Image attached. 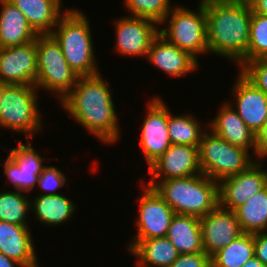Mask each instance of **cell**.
<instances>
[{"label": "cell", "mask_w": 267, "mask_h": 267, "mask_svg": "<svg viewBox=\"0 0 267 267\" xmlns=\"http://www.w3.org/2000/svg\"><path fill=\"white\" fill-rule=\"evenodd\" d=\"M267 159V153L261 158V160L260 161H262V162H265L264 164L266 165V160ZM266 167H267V165H266ZM267 169V168H266Z\"/></svg>", "instance_id": "60d3db41"}, {"label": "cell", "mask_w": 267, "mask_h": 267, "mask_svg": "<svg viewBox=\"0 0 267 267\" xmlns=\"http://www.w3.org/2000/svg\"><path fill=\"white\" fill-rule=\"evenodd\" d=\"M197 1L196 10L183 4H174L160 23L159 34L198 60L199 56L208 55V44L205 7L200 0Z\"/></svg>", "instance_id": "8992f818"}, {"label": "cell", "mask_w": 267, "mask_h": 267, "mask_svg": "<svg viewBox=\"0 0 267 267\" xmlns=\"http://www.w3.org/2000/svg\"><path fill=\"white\" fill-rule=\"evenodd\" d=\"M81 9L69 8L59 19L51 35L58 42L68 65L79 77L100 72L90 20Z\"/></svg>", "instance_id": "3957f363"}, {"label": "cell", "mask_w": 267, "mask_h": 267, "mask_svg": "<svg viewBox=\"0 0 267 267\" xmlns=\"http://www.w3.org/2000/svg\"><path fill=\"white\" fill-rule=\"evenodd\" d=\"M240 71L267 95V57L247 62Z\"/></svg>", "instance_id": "d6a6232c"}, {"label": "cell", "mask_w": 267, "mask_h": 267, "mask_svg": "<svg viewBox=\"0 0 267 267\" xmlns=\"http://www.w3.org/2000/svg\"><path fill=\"white\" fill-rule=\"evenodd\" d=\"M101 74L79 77L76 85L58 106L93 138L110 146L121 140L122 127L112 97L114 89Z\"/></svg>", "instance_id": "6da1fadb"}, {"label": "cell", "mask_w": 267, "mask_h": 267, "mask_svg": "<svg viewBox=\"0 0 267 267\" xmlns=\"http://www.w3.org/2000/svg\"><path fill=\"white\" fill-rule=\"evenodd\" d=\"M166 237L179 254L204 252L200 218L175 214Z\"/></svg>", "instance_id": "d4e9b609"}, {"label": "cell", "mask_w": 267, "mask_h": 267, "mask_svg": "<svg viewBox=\"0 0 267 267\" xmlns=\"http://www.w3.org/2000/svg\"><path fill=\"white\" fill-rule=\"evenodd\" d=\"M266 186L267 169L264 162L258 160L246 171L219 181V206L235 211Z\"/></svg>", "instance_id": "4fadbf2b"}, {"label": "cell", "mask_w": 267, "mask_h": 267, "mask_svg": "<svg viewBox=\"0 0 267 267\" xmlns=\"http://www.w3.org/2000/svg\"><path fill=\"white\" fill-rule=\"evenodd\" d=\"M217 109V114L208 121V128L230 144L249 150L256 157L255 133L226 100Z\"/></svg>", "instance_id": "d6986e66"}, {"label": "cell", "mask_w": 267, "mask_h": 267, "mask_svg": "<svg viewBox=\"0 0 267 267\" xmlns=\"http://www.w3.org/2000/svg\"><path fill=\"white\" fill-rule=\"evenodd\" d=\"M205 7L208 54L229 60L240 70L247 63L250 5L200 0Z\"/></svg>", "instance_id": "7a4b0ae2"}, {"label": "cell", "mask_w": 267, "mask_h": 267, "mask_svg": "<svg viewBox=\"0 0 267 267\" xmlns=\"http://www.w3.org/2000/svg\"><path fill=\"white\" fill-rule=\"evenodd\" d=\"M250 7L254 14L267 16V0H254Z\"/></svg>", "instance_id": "8d00e7d4"}, {"label": "cell", "mask_w": 267, "mask_h": 267, "mask_svg": "<svg viewBox=\"0 0 267 267\" xmlns=\"http://www.w3.org/2000/svg\"><path fill=\"white\" fill-rule=\"evenodd\" d=\"M138 213L134 221L137 232L128 240H144L166 237L170 223L175 215L170 205L157 191L141 180ZM143 188V189H142Z\"/></svg>", "instance_id": "8fae6325"}, {"label": "cell", "mask_w": 267, "mask_h": 267, "mask_svg": "<svg viewBox=\"0 0 267 267\" xmlns=\"http://www.w3.org/2000/svg\"><path fill=\"white\" fill-rule=\"evenodd\" d=\"M256 158H261L267 153V120L255 133Z\"/></svg>", "instance_id": "d590c367"}, {"label": "cell", "mask_w": 267, "mask_h": 267, "mask_svg": "<svg viewBox=\"0 0 267 267\" xmlns=\"http://www.w3.org/2000/svg\"><path fill=\"white\" fill-rule=\"evenodd\" d=\"M148 99L138 139L147 168L171 146L168 134V105L161 95L153 94Z\"/></svg>", "instance_id": "30bf717a"}, {"label": "cell", "mask_w": 267, "mask_h": 267, "mask_svg": "<svg viewBox=\"0 0 267 267\" xmlns=\"http://www.w3.org/2000/svg\"><path fill=\"white\" fill-rule=\"evenodd\" d=\"M126 250L136 258V267H169L179 256L167 237L129 240Z\"/></svg>", "instance_id": "603a6c76"}, {"label": "cell", "mask_w": 267, "mask_h": 267, "mask_svg": "<svg viewBox=\"0 0 267 267\" xmlns=\"http://www.w3.org/2000/svg\"><path fill=\"white\" fill-rule=\"evenodd\" d=\"M169 267H212L211 257L205 252L179 254Z\"/></svg>", "instance_id": "836d02e7"}, {"label": "cell", "mask_w": 267, "mask_h": 267, "mask_svg": "<svg viewBox=\"0 0 267 267\" xmlns=\"http://www.w3.org/2000/svg\"><path fill=\"white\" fill-rule=\"evenodd\" d=\"M149 181H142L150 185L154 180L170 178H185L201 174L199 163V148L183 144L171 146L148 168Z\"/></svg>", "instance_id": "5bb4252c"}, {"label": "cell", "mask_w": 267, "mask_h": 267, "mask_svg": "<svg viewBox=\"0 0 267 267\" xmlns=\"http://www.w3.org/2000/svg\"><path fill=\"white\" fill-rule=\"evenodd\" d=\"M225 3L251 5L254 0H218Z\"/></svg>", "instance_id": "ab89813d"}, {"label": "cell", "mask_w": 267, "mask_h": 267, "mask_svg": "<svg viewBox=\"0 0 267 267\" xmlns=\"http://www.w3.org/2000/svg\"><path fill=\"white\" fill-rule=\"evenodd\" d=\"M242 267H267L257 257L253 256Z\"/></svg>", "instance_id": "f35d334b"}, {"label": "cell", "mask_w": 267, "mask_h": 267, "mask_svg": "<svg viewBox=\"0 0 267 267\" xmlns=\"http://www.w3.org/2000/svg\"><path fill=\"white\" fill-rule=\"evenodd\" d=\"M175 214L204 217L219 206V182L203 173L185 178L154 180L150 185Z\"/></svg>", "instance_id": "277c9868"}, {"label": "cell", "mask_w": 267, "mask_h": 267, "mask_svg": "<svg viewBox=\"0 0 267 267\" xmlns=\"http://www.w3.org/2000/svg\"><path fill=\"white\" fill-rule=\"evenodd\" d=\"M26 17L37 35L51 34L59 19L68 11L64 0H8ZM64 9V10H63Z\"/></svg>", "instance_id": "7402d4cb"}, {"label": "cell", "mask_w": 267, "mask_h": 267, "mask_svg": "<svg viewBox=\"0 0 267 267\" xmlns=\"http://www.w3.org/2000/svg\"><path fill=\"white\" fill-rule=\"evenodd\" d=\"M36 37L25 15L8 0H0V48L23 45Z\"/></svg>", "instance_id": "cb8c5ba5"}, {"label": "cell", "mask_w": 267, "mask_h": 267, "mask_svg": "<svg viewBox=\"0 0 267 267\" xmlns=\"http://www.w3.org/2000/svg\"><path fill=\"white\" fill-rule=\"evenodd\" d=\"M264 57H267V16L252 12L247 62Z\"/></svg>", "instance_id": "4dcf8cb0"}, {"label": "cell", "mask_w": 267, "mask_h": 267, "mask_svg": "<svg viewBox=\"0 0 267 267\" xmlns=\"http://www.w3.org/2000/svg\"><path fill=\"white\" fill-rule=\"evenodd\" d=\"M77 203L71 200V197L64 194L53 195H35L31 198V212L36 223L42 226L56 228L59 225L69 224L76 213Z\"/></svg>", "instance_id": "44dd1931"}, {"label": "cell", "mask_w": 267, "mask_h": 267, "mask_svg": "<svg viewBox=\"0 0 267 267\" xmlns=\"http://www.w3.org/2000/svg\"><path fill=\"white\" fill-rule=\"evenodd\" d=\"M28 195L14 189H0V221L31 226V199Z\"/></svg>", "instance_id": "83f0119b"}, {"label": "cell", "mask_w": 267, "mask_h": 267, "mask_svg": "<svg viewBox=\"0 0 267 267\" xmlns=\"http://www.w3.org/2000/svg\"><path fill=\"white\" fill-rule=\"evenodd\" d=\"M200 225L202 246L210 257L243 234L235 211L220 206L201 217Z\"/></svg>", "instance_id": "e0dca14e"}, {"label": "cell", "mask_w": 267, "mask_h": 267, "mask_svg": "<svg viewBox=\"0 0 267 267\" xmlns=\"http://www.w3.org/2000/svg\"><path fill=\"white\" fill-rule=\"evenodd\" d=\"M146 61L154 68L164 72L166 76L181 78L198 71L199 60L190 53L181 50L158 34L151 42Z\"/></svg>", "instance_id": "ac0fdd59"}, {"label": "cell", "mask_w": 267, "mask_h": 267, "mask_svg": "<svg viewBox=\"0 0 267 267\" xmlns=\"http://www.w3.org/2000/svg\"><path fill=\"white\" fill-rule=\"evenodd\" d=\"M68 177L62 169L57 168L54 165L47 164L42 173L38 177L37 185L35 188L42 192L35 195H53L61 194L58 189L64 188L66 185L69 186Z\"/></svg>", "instance_id": "1f68e13d"}, {"label": "cell", "mask_w": 267, "mask_h": 267, "mask_svg": "<svg viewBox=\"0 0 267 267\" xmlns=\"http://www.w3.org/2000/svg\"><path fill=\"white\" fill-rule=\"evenodd\" d=\"M116 33L113 50L121 56L146 59L151 42L159 34V25L150 19L124 15L112 21Z\"/></svg>", "instance_id": "7c38bea8"}, {"label": "cell", "mask_w": 267, "mask_h": 267, "mask_svg": "<svg viewBox=\"0 0 267 267\" xmlns=\"http://www.w3.org/2000/svg\"><path fill=\"white\" fill-rule=\"evenodd\" d=\"M255 257L267 266V232L253 234Z\"/></svg>", "instance_id": "e575fe53"}, {"label": "cell", "mask_w": 267, "mask_h": 267, "mask_svg": "<svg viewBox=\"0 0 267 267\" xmlns=\"http://www.w3.org/2000/svg\"><path fill=\"white\" fill-rule=\"evenodd\" d=\"M258 159L244 148L234 146L209 128L199 145L201 172L215 181L246 171Z\"/></svg>", "instance_id": "ba28073f"}, {"label": "cell", "mask_w": 267, "mask_h": 267, "mask_svg": "<svg viewBox=\"0 0 267 267\" xmlns=\"http://www.w3.org/2000/svg\"><path fill=\"white\" fill-rule=\"evenodd\" d=\"M200 117L194 113L172 114L168 107V134L171 144H183L198 147L204 132L208 129V122L202 124ZM205 126V127H204Z\"/></svg>", "instance_id": "484cf974"}, {"label": "cell", "mask_w": 267, "mask_h": 267, "mask_svg": "<svg viewBox=\"0 0 267 267\" xmlns=\"http://www.w3.org/2000/svg\"><path fill=\"white\" fill-rule=\"evenodd\" d=\"M39 95L38 89L32 85L0 84V129L20 136L25 134L26 140L32 139L36 133H44Z\"/></svg>", "instance_id": "5b68a950"}, {"label": "cell", "mask_w": 267, "mask_h": 267, "mask_svg": "<svg viewBox=\"0 0 267 267\" xmlns=\"http://www.w3.org/2000/svg\"><path fill=\"white\" fill-rule=\"evenodd\" d=\"M15 140L18 143L16 147H5L8 154L2 162L3 165H1L4 169L2 170L3 175H5L7 181L5 183H10L14 190L30 194L31 191H34L38 177L46 166L44 160L49 162L51 159L55 160V157L47 158L41 155L32 146V139L24 140L25 144L19 138Z\"/></svg>", "instance_id": "9c48e42d"}, {"label": "cell", "mask_w": 267, "mask_h": 267, "mask_svg": "<svg viewBox=\"0 0 267 267\" xmlns=\"http://www.w3.org/2000/svg\"><path fill=\"white\" fill-rule=\"evenodd\" d=\"M122 2L126 7L125 10L129 12L128 15L147 18L155 21L158 25L174 6L171 0H123Z\"/></svg>", "instance_id": "f546056e"}, {"label": "cell", "mask_w": 267, "mask_h": 267, "mask_svg": "<svg viewBox=\"0 0 267 267\" xmlns=\"http://www.w3.org/2000/svg\"><path fill=\"white\" fill-rule=\"evenodd\" d=\"M255 256L253 234L243 233L211 257L212 267H242Z\"/></svg>", "instance_id": "f1b7e54d"}, {"label": "cell", "mask_w": 267, "mask_h": 267, "mask_svg": "<svg viewBox=\"0 0 267 267\" xmlns=\"http://www.w3.org/2000/svg\"><path fill=\"white\" fill-rule=\"evenodd\" d=\"M30 226L0 221V252L25 267H40Z\"/></svg>", "instance_id": "ffe728a7"}, {"label": "cell", "mask_w": 267, "mask_h": 267, "mask_svg": "<svg viewBox=\"0 0 267 267\" xmlns=\"http://www.w3.org/2000/svg\"><path fill=\"white\" fill-rule=\"evenodd\" d=\"M0 267H25L23 264L6 257L0 252Z\"/></svg>", "instance_id": "74e56055"}, {"label": "cell", "mask_w": 267, "mask_h": 267, "mask_svg": "<svg viewBox=\"0 0 267 267\" xmlns=\"http://www.w3.org/2000/svg\"><path fill=\"white\" fill-rule=\"evenodd\" d=\"M36 50L35 87L39 92L43 89L51 93L52 97L55 95L59 104L76 85L79 76L68 65L60 45L51 34L37 35Z\"/></svg>", "instance_id": "52a82bcc"}, {"label": "cell", "mask_w": 267, "mask_h": 267, "mask_svg": "<svg viewBox=\"0 0 267 267\" xmlns=\"http://www.w3.org/2000/svg\"><path fill=\"white\" fill-rule=\"evenodd\" d=\"M227 102L245 124L256 133L267 120V95L255 86L240 70Z\"/></svg>", "instance_id": "9a60e30c"}, {"label": "cell", "mask_w": 267, "mask_h": 267, "mask_svg": "<svg viewBox=\"0 0 267 267\" xmlns=\"http://www.w3.org/2000/svg\"><path fill=\"white\" fill-rule=\"evenodd\" d=\"M243 233L267 232V186L235 210Z\"/></svg>", "instance_id": "4316f807"}, {"label": "cell", "mask_w": 267, "mask_h": 267, "mask_svg": "<svg viewBox=\"0 0 267 267\" xmlns=\"http://www.w3.org/2000/svg\"><path fill=\"white\" fill-rule=\"evenodd\" d=\"M36 78V39L23 45L0 48V84L35 86Z\"/></svg>", "instance_id": "2e32d148"}]
</instances>
